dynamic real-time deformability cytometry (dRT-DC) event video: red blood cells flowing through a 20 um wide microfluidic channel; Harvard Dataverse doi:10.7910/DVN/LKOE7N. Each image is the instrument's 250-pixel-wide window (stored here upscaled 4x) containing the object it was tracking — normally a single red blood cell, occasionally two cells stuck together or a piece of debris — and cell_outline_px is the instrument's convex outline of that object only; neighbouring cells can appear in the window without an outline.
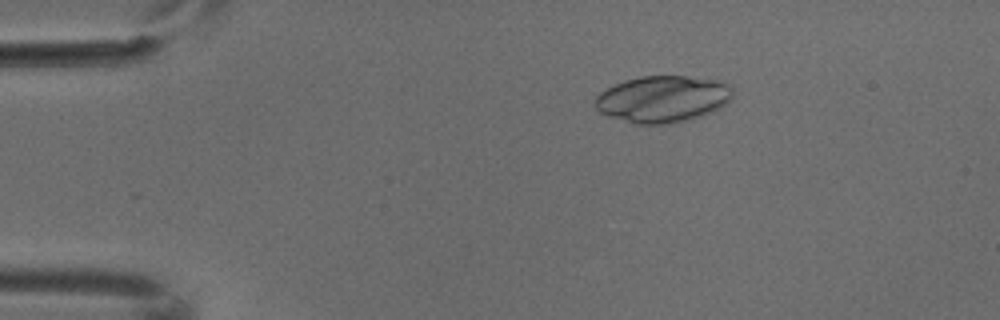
{"species": "common noctule bat (a hibernating species)", "species_latin": "Nyctalus noctula", "temperature_condition": "cold", "stored_images_in_passage": 7, "camera_frame_rate_fps": 3000, "um_per_image_px": 0.085, "animal": {"sex": "male", "body_mass_g": 18.8}, "frame": {"image": 1, "passage_image": 3, "time_ms": 0.667, "image_size_px": [1000, 320], "cell_outline_px": [[732, 96], [720, 108], [704, 116], [672, 124], [632, 124], [608, 116], [600, 112], [596, 108], [596, 96], [600, 92], [624, 80], [640, 76], [688, 76], [720, 80], [728, 84], [732, 88]], "centroid_in_image_um": [56.34, 8.43], "position_along_channel_um": 28.7, "area_um2": 37.69}}
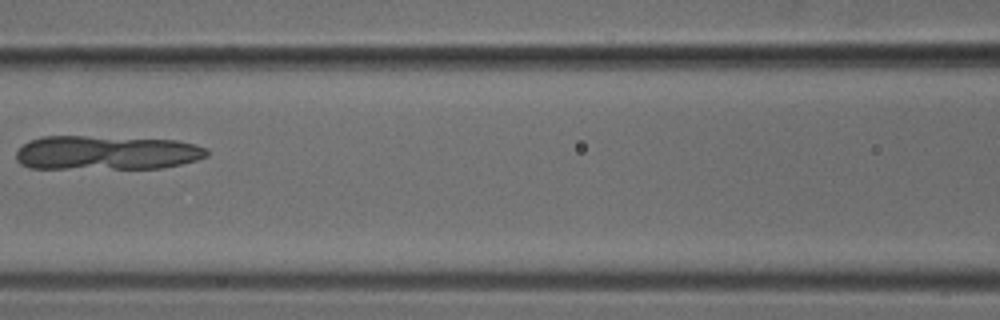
{"frame": {"image": 2, "passage_image": 7, "time_ms": 2.0, "image_size_px": [1000, 320], "cell_outline_px": [[208, 156], [196, 160], [164, 168], [28, 168], [20, 164], [16, 160], [16, 152], [28, 140], [40, 136], [84, 136], [176, 140], [196, 144], [208, 148]], "centroid_in_image_um": [9.04, 12.98], "position_along_channel_um": 157.6, "area_um2": 38.21}}